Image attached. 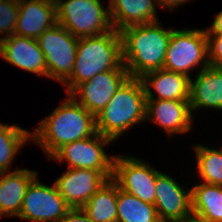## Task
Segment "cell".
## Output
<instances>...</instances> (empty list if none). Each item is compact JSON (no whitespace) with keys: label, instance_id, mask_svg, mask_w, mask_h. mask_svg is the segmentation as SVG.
<instances>
[{"label":"cell","instance_id":"17","mask_svg":"<svg viewBox=\"0 0 222 222\" xmlns=\"http://www.w3.org/2000/svg\"><path fill=\"white\" fill-rule=\"evenodd\" d=\"M140 79L146 100H189L190 78L184 74L159 69L145 73Z\"/></svg>","mask_w":222,"mask_h":222},{"label":"cell","instance_id":"20","mask_svg":"<svg viewBox=\"0 0 222 222\" xmlns=\"http://www.w3.org/2000/svg\"><path fill=\"white\" fill-rule=\"evenodd\" d=\"M112 27L121 31L132 25L158 21L155 0H108Z\"/></svg>","mask_w":222,"mask_h":222},{"label":"cell","instance_id":"31","mask_svg":"<svg viewBox=\"0 0 222 222\" xmlns=\"http://www.w3.org/2000/svg\"><path fill=\"white\" fill-rule=\"evenodd\" d=\"M180 222H208V221L202 220V219L192 215Z\"/></svg>","mask_w":222,"mask_h":222},{"label":"cell","instance_id":"4","mask_svg":"<svg viewBox=\"0 0 222 222\" xmlns=\"http://www.w3.org/2000/svg\"><path fill=\"white\" fill-rule=\"evenodd\" d=\"M96 132L115 140L146 121V96L140 78L129 77L95 117Z\"/></svg>","mask_w":222,"mask_h":222},{"label":"cell","instance_id":"12","mask_svg":"<svg viewBox=\"0 0 222 222\" xmlns=\"http://www.w3.org/2000/svg\"><path fill=\"white\" fill-rule=\"evenodd\" d=\"M154 206L161 222H180L193 215L191 187H182L174 177L159 171Z\"/></svg>","mask_w":222,"mask_h":222},{"label":"cell","instance_id":"25","mask_svg":"<svg viewBox=\"0 0 222 222\" xmlns=\"http://www.w3.org/2000/svg\"><path fill=\"white\" fill-rule=\"evenodd\" d=\"M198 177L207 184L222 186V146L211 148L201 143L193 146Z\"/></svg>","mask_w":222,"mask_h":222},{"label":"cell","instance_id":"21","mask_svg":"<svg viewBox=\"0 0 222 222\" xmlns=\"http://www.w3.org/2000/svg\"><path fill=\"white\" fill-rule=\"evenodd\" d=\"M192 213L208 222H222V186L198 183L191 187Z\"/></svg>","mask_w":222,"mask_h":222},{"label":"cell","instance_id":"3","mask_svg":"<svg viewBox=\"0 0 222 222\" xmlns=\"http://www.w3.org/2000/svg\"><path fill=\"white\" fill-rule=\"evenodd\" d=\"M123 64L120 32L114 28L102 35L78 39L71 76L63 83L67 94L98 73L114 70Z\"/></svg>","mask_w":222,"mask_h":222},{"label":"cell","instance_id":"14","mask_svg":"<svg viewBox=\"0 0 222 222\" xmlns=\"http://www.w3.org/2000/svg\"><path fill=\"white\" fill-rule=\"evenodd\" d=\"M193 118L189 100H146V120L157 124L169 137L190 132Z\"/></svg>","mask_w":222,"mask_h":222},{"label":"cell","instance_id":"6","mask_svg":"<svg viewBox=\"0 0 222 222\" xmlns=\"http://www.w3.org/2000/svg\"><path fill=\"white\" fill-rule=\"evenodd\" d=\"M209 67L206 29H174L166 51L163 69L184 74Z\"/></svg>","mask_w":222,"mask_h":222},{"label":"cell","instance_id":"19","mask_svg":"<svg viewBox=\"0 0 222 222\" xmlns=\"http://www.w3.org/2000/svg\"><path fill=\"white\" fill-rule=\"evenodd\" d=\"M38 172L18 168L0 173V217H17L30 183Z\"/></svg>","mask_w":222,"mask_h":222},{"label":"cell","instance_id":"1","mask_svg":"<svg viewBox=\"0 0 222 222\" xmlns=\"http://www.w3.org/2000/svg\"><path fill=\"white\" fill-rule=\"evenodd\" d=\"M48 116L43 118L31 133L50 159L61 147L96 133L95 117L70 94Z\"/></svg>","mask_w":222,"mask_h":222},{"label":"cell","instance_id":"7","mask_svg":"<svg viewBox=\"0 0 222 222\" xmlns=\"http://www.w3.org/2000/svg\"><path fill=\"white\" fill-rule=\"evenodd\" d=\"M111 143H114L112 139L96 132L91 137L64 145L50 160L59 163L67 161V168L106 172L112 178L116 154L107 155L105 151Z\"/></svg>","mask_w":222,"mask_h":222},{"label":"cell","instance_id":"29","mask_svg":"<svg viewBox=\"0 0 222 222\" xmlns=\"http://www.w3.org/2000/svg\"><path fill=\"white\" fill-rule=\"evenodd\" d=\"M207 35H222V11L218 12L209 28H206Z\"/></svg>","mask_w":222,"mask_h":222},{"label":"cell","instance_id":"23","mask_svg":"<svg viewBox=\"0 0 222 222\" xmlns=\"http://www.w3.org/2000/svg\"><path fill=\"white\" fill-rule=\"evenodd\" d=\"M31 131L17 125L3 124L0 121V173L9 172L16 155L27 141H31Z\"/></svg>","mask_w":222,"mask_h":222},{"label":"cell","instance_id":"11","mask_svg":"<svg viewBox=\"0 0 222 222\" xmlns=\"http://www.w3.org/2000/svg\"><path fill=\"white\" fill-rule=\"evenodd\" d=\"M129 77L122 64L117 69L98 73L91 80L79 84L70 95L96 117Z\"/></svg>","mask_w":222,"mask_h":222},{"label":"cell","instance_id":"18","mask_svg":"<svg viewBox=\"0 0 222 222\" xmlns=\"http://www.w3.org/2000/svg\"><path fill=\"white\" fill-rule=\"evenodd\" d=\"M189 104L192 115L201 108L222 111V67L209 66L190 79Z\"/></svg>","mask_w":222,"mask_h":222},{"label":"cell","instance_id":"8","mask_svg":"<svg viewBox=\"0 0 222 222\" xmlns=\"http://www.w3.org/2000/svg\"><path fill=\"white\" fill-rule=\"evenodd\" d=\"M78 39L59 24L46 30L36 39L44 53L47 78L62 85L71 76Z\"/></svg>","mask_w":222,"mask_h":222},{"label":"cell","instance_id":"15","mask_svg":"<svg viewBox=\"0 0 222 222\" xmlns=\"http://www.w3.org/2000/svg\"><path fill=\"white\" fill-rule=\"evenodd\" d=\"M0 57L26 72L47 78L44 53L36 39L12 35L0 40Z\"/></svg>","mask_w":222,"mask_h":222},{"label":"cell","instance_id":"30","mask_svg":"<svg viewBox=\"0 0 222 222\" xmlns=\"http://www.w3.org/2000/svg\"><path fill=\"white\" fill-rule=\"evenodd\" d=\"M159 8L167 9L173 12L178 6L190 2V0H155Z\"/></svg>","mask_w":222,"mask_h":222},{"label":"cell","instance_id":"10","mask_svg":"<svg viewBox=\"0 0 222 222\" xmlns=\"http://www.w3.org/2000/svg\"><path fill=\"white\" fill-rule=\"evenodd\" d=\"M70 209L54 182L47 186L37 176L28 186L16 218L31 222H59Z\"/></svg>","mask_w":222,"mask_h":222},{"label":"cell","instance_id":"16","mask_svg":"<svg viewBox=\"0 0 222 222\" xmlns=\"http://www.w3.org/2000/svg\"><path fill=\"white\" fill-rule=\"evenodd\" d=\"M56 24L55 0H19L15 35L37 39Z\"/></svg>","mask_w":222,"mask_h":222},{"label":"cell","instance_id":"22","mask_svg":"<svg viewBox=\"0 0 222 222\" xmlns=\"http://www.w3.org/2000/svg\"><path fill=\"white\" fill-rule=\"evenodd\" d=\"M118 184L111 178L87 201L83 211L93 222H117Z\"/></svg>","mask_w":222,"mask_h":222},{"label":"cell","instance_id":"2","mask_svg":"<svg viewBox=\"0 0 222 222\" xmlns=\"http://www.w3.org/2000/svg\"><path fill=\"white\" fill-rule=\"evenodd\" d=\"M174 28H164L160 20L132 25L120 31L122 60L132 78L163 69L166 51Z\"/></svg>","mask_w":222,"mask_h":222},{"label":"cell","instance_id":"27","mask_svg":"<svg viewBox=\"0 0 222 222\" xmlns=\"http://www.w3.org/2000/svg\"><path fill=\"white\" fill-rule=\"evenodd\" d=\"M209 66L222 67V35H207Z\"/></svg>","mask_w":222,"mask_h":222},{"label":"cell","instance_id":"28","mask_svg":"<svg viewBox=\"0 0 222 222\" xmlns=\"http://www.w3.org/2000/svg\"><path fill=\"white\" fill-rule=\"evenodd\" d=\"M59 222H93L82 208H71Z\"/></svg>","mask_w":222,"mask_h":222},{"label":"cell","instance_id":"5","mask_svg":"<svg viewBox=\"0 0 222 222\" xmlns=\"http://www.w3.org/2000/svg\"><path fill=\"white\" fill-rule=\"evenodd\" d=\"M102 2V0H55L57 24L78 38L105 34L113 27L109 8Z\"/></svg>","mask_w":222,"mask_h":222},{"label":"cell","instance_id":"24","mask_svg":"<svg viewBox=\"0 0 222 222\" xmlns=\"http://www.w3.org/2000/svg\"><path fill=\"white\" fill-rule=\"evenodd\" d=\"M117 222H161L153 204L144 202L118 186Z\"/></svg>","mask_w":222,"mask_h":222},{"label":"cell","instance_id":"26","mask_svg":"<svg viewBox=\"0 0 222 222\" xmlns=\"http://www.w3.org/2000/svg\"><path fill=\"white\" fill-rule=\"evenodd\" d=\"M18 12L19 0L0 2V40L15 34Z\"/></svg>","mask_w":222,"mask_h":222},{"label":"cell","instance_id":"13","mask_svg":"<svg viewBox=\"0 0 222 222\" xmlns=\"http://www.w3.org/2000/svg\"><path fill=\"white\" fill-rule=\"evenodd\" d=\"M111 177L106 172L67 168L54 184L70 208H82Z\"/></svg>","mask_w":222,"mask_h":222},{"label":"cell","instance_id":"9","mask_svg":"<svg viewBox=\"0 0 222 222\" xmlns=\"http://www.w3.org/2000/svg\"><path fill=\"white\" fill-rule=\"evenodd\" d=\"M158 172L142 159L119 153L114 159L112 179L120 189L154 205Z\"/></svg>","mask_w":222,"mask_h":222}]
</instances>
